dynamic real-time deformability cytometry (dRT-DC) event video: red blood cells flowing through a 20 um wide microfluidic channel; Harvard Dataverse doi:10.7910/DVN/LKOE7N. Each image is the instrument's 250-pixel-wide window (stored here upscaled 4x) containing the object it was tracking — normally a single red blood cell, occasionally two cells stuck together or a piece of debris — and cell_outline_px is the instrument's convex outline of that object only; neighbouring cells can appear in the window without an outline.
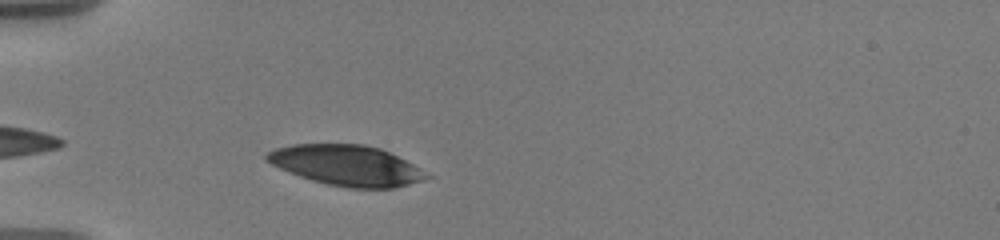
{"species": "human", "species_latin": "Homo sapiens", "temperature_condition": "warm", "stored_images_in_passage": 2, "camera_frame_rate_fps": 3000, "um_per_image_px": 0.085, "donor": {"sex": "male"}, "frame": {"image": 1, "passage_image": 2, "time_ms": 1.333, "image_size_px": [1000, 240], "cell_outline_px": [[432, 176], [408, 184], [392, 188], [348, 188], [328, 184], [312, 180], [300, 176], [280, 168], [264, 160], [264, 156], [268, 152], [276, 148], [292, 144], [364, 144], [380, 148], [420, 168]], "centroid_in_image_um": [29.43, 14.05], "position_along_channel_um": 55.6, "area_um2": 37.28}}